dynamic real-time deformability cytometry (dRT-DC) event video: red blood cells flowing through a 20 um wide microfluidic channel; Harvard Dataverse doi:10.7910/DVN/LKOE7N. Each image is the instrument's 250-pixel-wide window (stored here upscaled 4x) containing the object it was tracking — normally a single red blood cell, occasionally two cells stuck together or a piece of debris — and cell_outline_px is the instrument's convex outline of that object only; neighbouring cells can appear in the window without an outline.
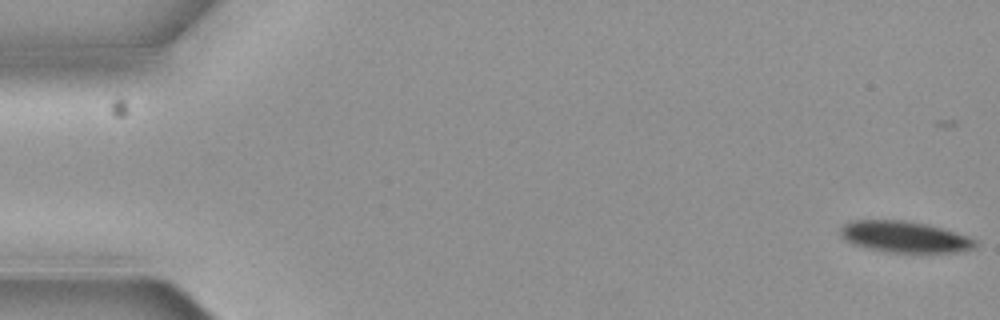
{"species": "common noctule bat (a hibernating species)", "species_latin": "Nyctalus noctula", "temperature_condition": "cold", "stored_images_in_passage": 9, "camera_frame_rate_fps": 3000, "um_per_image_px": 0.085, "animal": {"sex": "female", "body_mass_g": 19.3, "forearm_length_mm": 54.1}, "frame": {"image": 1, "passage_image": 1, "time_ms": 0.0, "image_size_px": [1000, 320], "cell_outline_px": [[976, 244], [972, 248], [956, 252], [892, 252], [872, 248], [856, 244], [848, 240], [840, 232], [840, 228], [844, 224], [852, 220], [904, 220], [928, 224], [944, 228], [968, 236], [976, 240]], "centroid_in_image_um": [76.94, 20.11], "position_along_channel_um": 8.1, "area_um2": 24.1}}
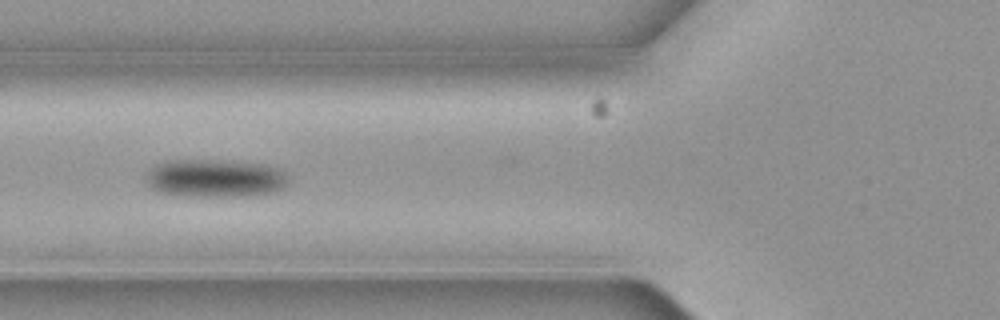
{"frame": {"image": 2, "passage_image": 7, "time_ms": 2.0, "image_size_px": [1000, 320], "cell_outline_px": [[288, 184], [284, 188], [272, 192], [248, 196], [184, 196], [156, 192], [144, 180], [144, 176], [156, 164], [168, 160], [212, 160], [260, 164], [276, 168], [284, 172], [288, 180]], "centroid_in_image_um": [18.23, 15.16], "position_along_channel_um": 107.6, "area_um2": 31.56}}
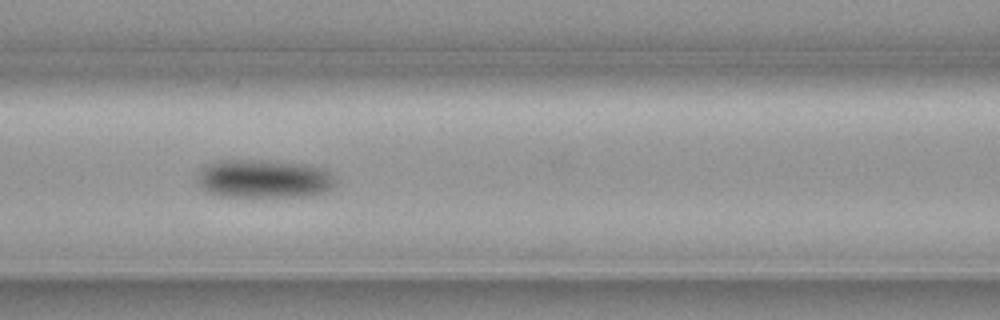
{"frame": {"image": 3, "passage_image": 8, "time_ms": 2.333, "image_size_px": [1000, 320], "cell_outline_px": [[336, 180], [332, 188], [324, 192], [304, 196], [216, 196], [200, 188], [196, 180], [196, 172], [204, 164], [216, 160], [268, 160], [304, 164], [324, 168]], "centroid_in_image_um": [22.33, 15.18], "position_along_channel_um": 144.3, "area_um2": 31.39}}